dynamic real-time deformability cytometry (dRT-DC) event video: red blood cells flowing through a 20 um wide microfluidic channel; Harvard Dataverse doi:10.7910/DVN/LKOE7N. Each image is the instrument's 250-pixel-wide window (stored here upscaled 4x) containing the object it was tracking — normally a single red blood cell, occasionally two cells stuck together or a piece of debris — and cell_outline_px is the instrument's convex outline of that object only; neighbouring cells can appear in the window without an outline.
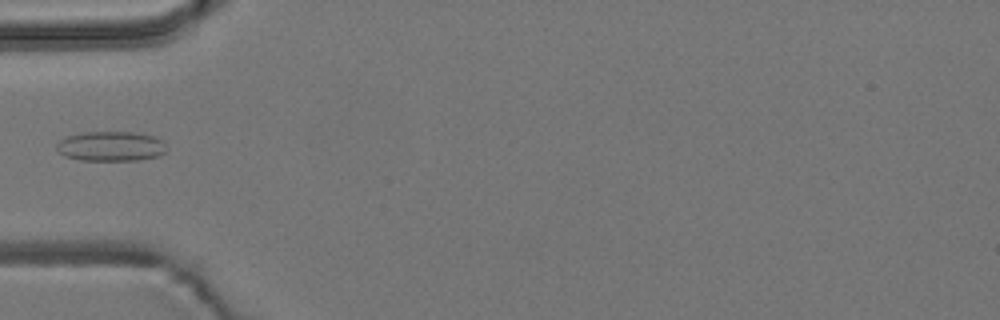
{"species": "common noctule bat (a hibernating species)", "species_latin": "Nyctalus noctula", "temperature_condition": "room temperature", "stored_images_in_passage": 3, "camera_frame_rate_fps": 3000, "um_per_image_px": 0.085, "animal": {"sex": "male", "body_mass_g": 19.2, "forearm_length_mm": 51.8}, "frame": {"image": 1, "passage_image": 3, "time_ms": 0.667, "image_size_px": [1000, 320], "cell_outline_px": [[164, 152], [160, 156], [140, 160], [80, 160], [64, 156], [56, 148], [56, 144], [60, 140], [68, 136], [84, 132], [132, 132], [152, 136], [160, 140], [164, 144]], "centroid_in_image_um": [9.39, 12.44], "position_along_channel_um": 75.6, "area_um2": 18.9}}